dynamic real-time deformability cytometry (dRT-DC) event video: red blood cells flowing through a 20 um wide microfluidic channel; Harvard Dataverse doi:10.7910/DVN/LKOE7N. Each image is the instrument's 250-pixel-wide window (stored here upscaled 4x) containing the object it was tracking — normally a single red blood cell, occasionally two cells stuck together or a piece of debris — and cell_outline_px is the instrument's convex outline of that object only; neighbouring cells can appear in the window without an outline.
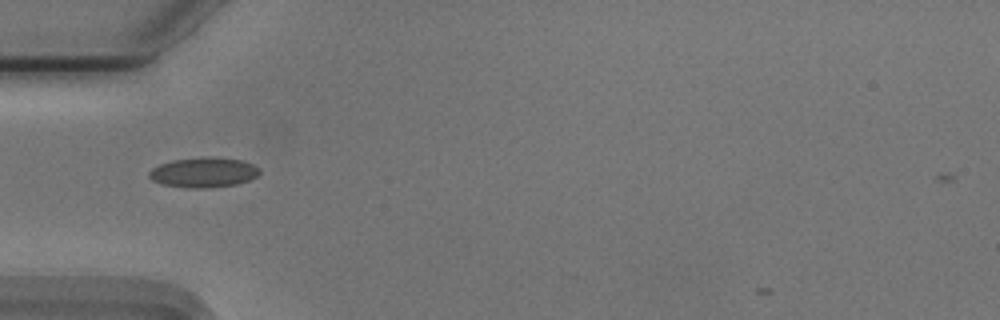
{"species": "Egyptian fruit bat (a non-hibernating species)", "species_latin": "Rousettus aegyptiacus", "temperature_condition": "cold", "stored_images_in_passage": 37, "camera_frame_rate_fps": 3000, "um_per_image_px": 0.085, "animal": {"sex": "male"}, "frame": {"image": 1, "passage_image": 2, "time_ms": 0.333, "image_size_px": [1000, 320], "cell_outline_px": [[260, 172], [256, 176], [248, 180], [236, 184], [208, 188], [188, 188], [164, 184], [152, 180], [148, 176], [148, 172], [152, 168], [160, 164], [172, 160], [204, 156], [212, 156], [244, 160], [260, 168]], "centroid_in_image_um": [17.31, 14.64], "position_along_channel_um": 67.7, "area_um2": 19.48}}
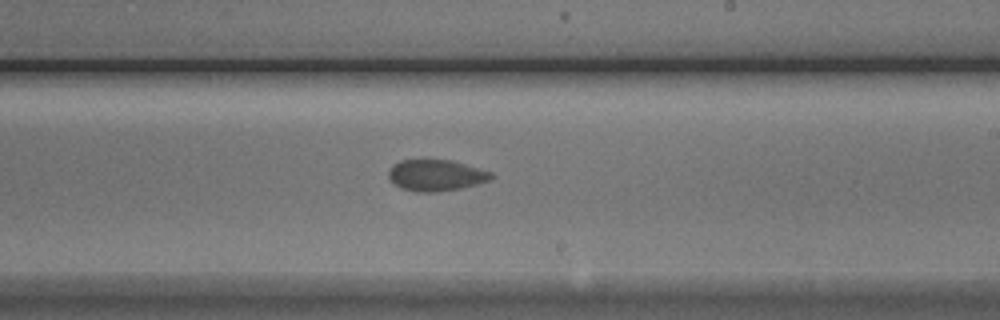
{"frame": {"image": 2, "passage_image": 17, "time_ms": 5.333, "image_size_px": [1000, 320], "cell_outline_px": [[492, 176], [488, 180], [476, 184], [460, 188], [436, 192], [416, 192], [400, 188], [388, 176], [388, 172], [392, 164], [400, 160], [452, 160], [492, 172]], "centroid_in_image_um": [37.02, 14.89], "position_along_channel_um": 252.0, "area_um2": 18.55}}
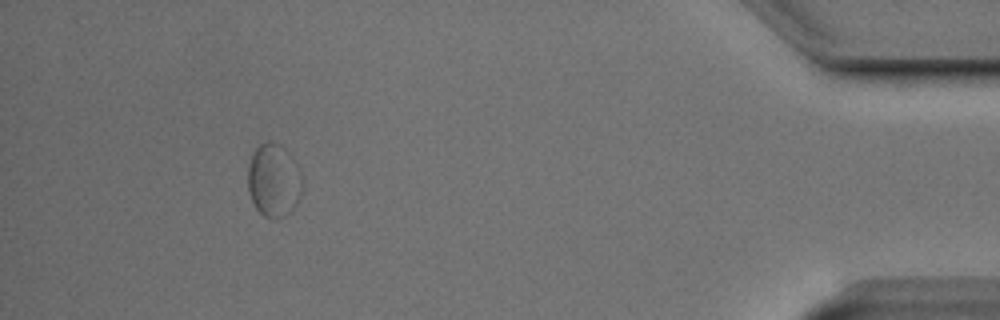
{"frame": {"image": 3, "passage_image": 35, "time_ms": 11.333, "image_size_px": [1000, 320], "cell_outline_px": [[300, 196], [296, 204], [284, 216], [276, 220], [272, 220], [264, 216], [256, 208], [252, 200], [248, 188], [248, 164], [252, 152], [260, 144], [268, 140], [280, 144], [292, 156], [300, 172]], "centroid_in_image_um": [23.24, 15.32], "position_along_channel_um": 412.0, "area_um2": 23.18}}